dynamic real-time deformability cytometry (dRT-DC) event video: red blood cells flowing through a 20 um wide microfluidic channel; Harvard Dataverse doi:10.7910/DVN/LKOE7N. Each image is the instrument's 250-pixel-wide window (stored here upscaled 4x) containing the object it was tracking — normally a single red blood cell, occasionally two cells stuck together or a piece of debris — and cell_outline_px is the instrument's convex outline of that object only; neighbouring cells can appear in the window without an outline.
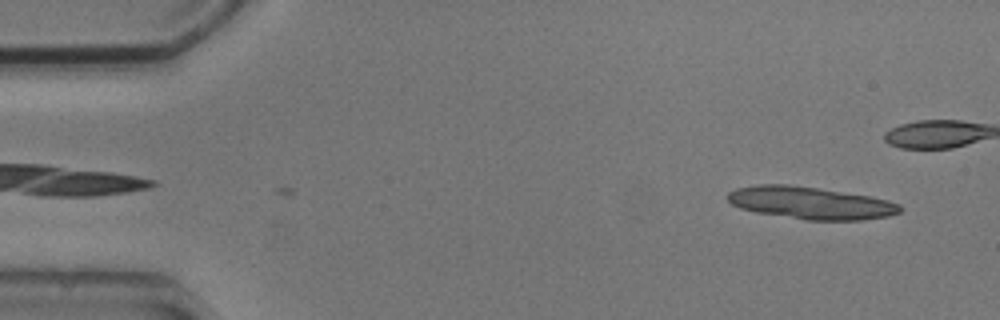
{"species": "common noctule bat (a hibernating species)", "species_latin": "Nyctalus noctula", "temperature_condition": "cold", "stored_images_in_passage": 5, "camera_frame_rate_fps": 3000, "um_per_image_px": 0.085, "animal": {"sex": "male", "body_mass_g": 20.5, "forearm_length_mm": 52.5}, "frame": {"image": 1, "passage_image": 5, "time_ms": 5.667, "image_size_px": [1000, 320], "cell_outline_px": [[900, 212], [888, 216], [860, 220], [804, 220], [756, 212], [740, 208], [732, 204], [728, 200], [728, 192], [736, 188], [760, 184], [788, 184], [816, 188], [868, 196], [888, 200], [900, 204]], "centroid_in_image_um": [68.87, 17.25], "position_along_channel_um": 16.1, "area_um2": 32.25}}